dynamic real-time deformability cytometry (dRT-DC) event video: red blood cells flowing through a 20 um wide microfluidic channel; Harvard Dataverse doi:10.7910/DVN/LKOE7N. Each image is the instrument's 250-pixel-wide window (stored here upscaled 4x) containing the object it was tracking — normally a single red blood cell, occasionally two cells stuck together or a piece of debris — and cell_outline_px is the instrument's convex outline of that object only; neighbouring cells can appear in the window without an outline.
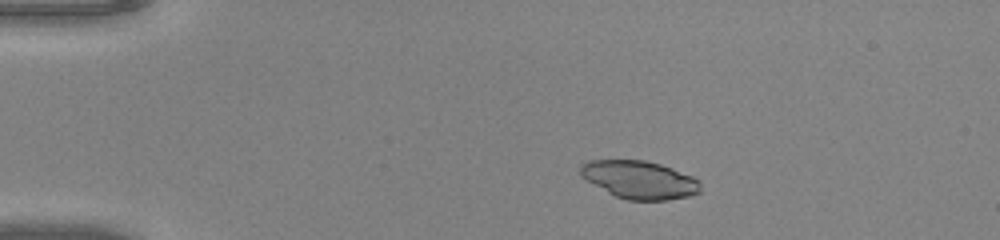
{"species": "common noctule bat (a hibernating species)", "species_latin": "Nyctalus noctula", "temperature_condition": "warm", "stored_images_in_passage": 48, "camera_frame_rate_fps": 3000, "um_per_image_px": 0.085, "animal": {"sex": "male", "body_mass_g": 20.0, "forearm_length_mm": 53.3}, "frame": {"image": 1, "passage_image": 8, "time_ms": 2.333, "image_size_px": [1000, 240], "cell_outline_px": [[700, 192], [688, 196], [668, 200], [628, 200], [616, 196], [608, 192], [580, 176], [580, 164], [588, 160], [644, 160], [660, 164], [672, 168], [692, 176], [700, 180]], "centroid_in_image_um": [54.35, 15.27], "position_along_channel_um": 30.6, "area_um2": 26.47}}
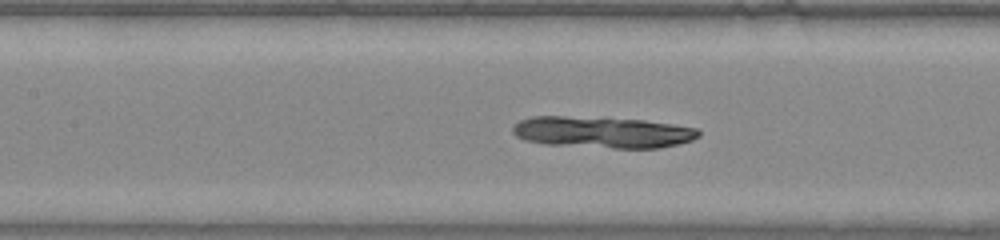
{"frame": {"image": 2, "passage_image": 22, "time_ms": 7.0, "image_size_px": [1000, 240], "cell_outline_px": [[700, 136], [692, 140], [680, 144], [660, 148], [612, 148], [544, 144], [524, 140], [516, 136], [512, 132], [512, 124], [520, 120], [532, 116], [564, 116], [644, 120], [672, 124], [696, 128], [700, 132]], "centroid_in_image_um": [51.18, 11.24], "position_along_channel_um": 156.2, "area_um2": 34.22}}
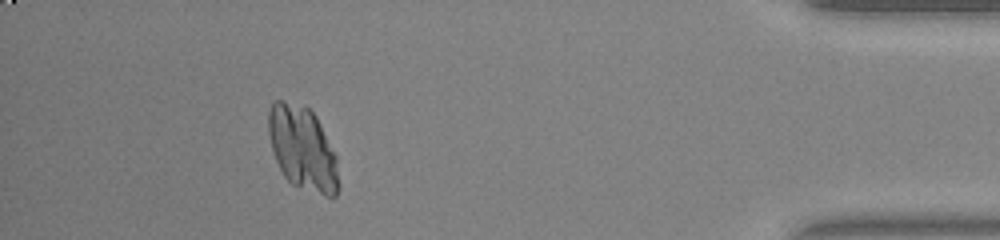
{"frame": {"image": 3, "passage_image": 44, "time_ms": 14.333, "image_size_px": [1000, 240], "cell_outline_px": [[340, 188], [336, 196], [332, 200], [292, 184], [284, 176], [272, 152], [268, 132], [268, 112], [272, 104], [276, 100], [280, 100], [308, 108], [316, 116], [336, 156], [340, 184]], "centroid_in_image_um": [25.74, 12.68], "position_along_channel_um": 409.5, "area_um2": 34.45}}